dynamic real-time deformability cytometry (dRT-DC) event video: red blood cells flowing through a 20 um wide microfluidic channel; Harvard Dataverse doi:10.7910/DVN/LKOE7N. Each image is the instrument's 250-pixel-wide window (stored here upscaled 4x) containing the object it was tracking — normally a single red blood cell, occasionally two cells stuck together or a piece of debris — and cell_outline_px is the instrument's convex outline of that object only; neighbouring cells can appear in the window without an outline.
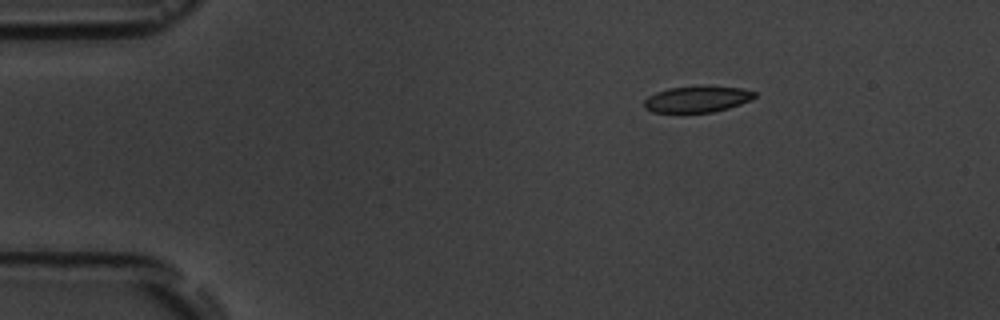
{"species": "common noctule bat (a hibernating species)", "species_latin": "Nyctalus noctula", "temperature_condition": "room temperature", "stored_images_in_passage": 3, "camera_frame_rate_fps": 3000, "um_per_image_px": 0.085, "animal": {"sex": "male", "body_mass_g": 19.5, "forearm_length_mm": 54.6}, "frame": {"image": 1, "passage_image": 1, "time_ms": 0.0, "image_size_px": [1000, 320], "cell_outline_px": [[756, 96], [752, 100], [728, 108], [712, 112], [652, 112], [644, 108], [644, 100], [648, 96], [656, 92], [668, 88], [744, 88], [756, 92]], "centroid_in_image_um": [59.25, 8.46], "position_along_channel_um": 25.8, "area_um2": 16.3}}